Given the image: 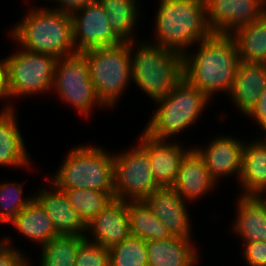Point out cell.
Returning <instances> with one entry per match:
<instances>
[{
  "label": "cell",
  "instance_id": "cell-35",
  "mask_svg": "<svg viewBox=\"0 0 266 266\" xmlns=\"http://www.w3.org/2000/svg\"><path fill=\"white\" fill-rule=\"evenodd\" d=\"M247 115L255 118L262 129L266 127V88L261 93L258 102Z\"/></svg>",
  "mask_w": 266,
  "mask_h": 266
},
{
  "label": "cell",
  "instance_id": "cell-17",
  "mask_svg": "<svg viewBox=\"0 0 266 266\" xmlns=\"http://www.w3.org/2000/svg\"><path fill=\"white\" fill-rule=\"evenodd\" d=\"M266 88V64L240 60L229 92L237 107L248 114Z\"/></svg>",
  "mask_w": 266,
  "mask_h": 266
},
{
  "label": "cell",
  "instance_id": "cell-38",
  "mask_svg": "<svg viewBox=\"0 0 266 266\" xmlns=\"http://www.w3.org/2000/svg\"><path fill=\"white\" fill-rule=\"evenodd\" d=\"M261 193H259L258 195H256V197L262 202V204L264 205L265 209H266V199L261 197Z\"/></svg>",
  "mask_w": 266,
  "mask_h": 266
},
{
  "label": "cell",
  "instance_id": "cell-8",
  "mask_svg": "<svg viewBox=\"0 0 266 266\" xmlns=\"http://www.w3.org/2000/svg\"><path fill=\"white\" fill-rule=\"evenodd\" d=\"M56 61L52 55L26 49L6 58L7 98L49 90L53 86Z\"/></svg>",
  "mask_w": 266,
  "mask_h": 266
},
{
  "label": "cell",
  "instance_id": "cell-30",
  "mask_svg": "<svg viewBox=\"0 0 266 266\" xmlns=\"http://www.w3.org/2000/svg\"><path fill=\"white\" fill-rule=\"evenodd\" d=\"M110 266H148L147 242L130 236L109 248Z\"/></svg>",
  "mask_w": 266,
  "mask_h": 266
},
{
  "label": "cell",
  "instance_id": "cell-33",
  "mask_svg": "<svg viewBox=\"0 0 266 266\" xmlns=\"http://www.w3.org/2000/svg\"><path fill=\"white\" fill-rule=\"evenodd\" d=\"M243 254L249 266H266V242H245Z\"/></svg>",
  "mask_w": 266,
  "mask_h": 266
},
{
  "label": "cell",
  "instance_id": "cell-1",
  "mask_svg": "<svg viewBox=\"0 0 266 266\" xmlns=\"http://www.w3.org/2000/svg\"><path fill=\"white\" fill-rule=\"evenodd\" d=\"M200 44L195 56L183 53V78L209 98L215 91L229 93L240 62L233 37L230 34L212 33Z\"/></svg>",
  "mask_w": 266,
  "mask_h": 266
},
{
  "label": "cell",
  "instance_id": "cell-37",
  "mask_svg": "<svg viewBox=\"0 0 266 266\" xmlns=\"http://www.w3.org/2000/svg\"><path fill=\"white\" fill-rule=\"evenodd\" d=\"M6 59L0 61V97H7V88H6Z\"/></svg>",
  "mask_w": 266,
  "mask_h": 266
},
{
  "label": "cell",
  "instance_id": "cell-39",
  "mask_svg": "<svg viewBox=\"0 0 266 266\" xmlns=\"http://www.w3.org/2000/svg\"><path fill=\"white\" fill-rule=\"evenodd\" d=\"M263 130L266 132V127L265 128H263ZM266 139V138H265ZM263 141V143L266 145V140H262Z\"/></svg>",
  "mask_w": 266,
  "mask_h": 266
},
{
  "label": "cell",
  "instance_id": "cell-20",
  "mask_svg": "<svg viewBox=\"0 0 266 266\" xmlns=\"http://www.w3.org/2000/svg\"><path fill=\"white\" fill-rule=\"evenodd\" d=\"M190 239L172 236L147 242L148 266H194L196 253Z\"/></svg>",
  "mask_w": 266,
  "mask_h": 266
},
{
  "label": "cell",
  "instance_id": "cell-18",
  "mask_svg": "<svg viewBox=\"0 0 266 266\" xmlns=\"http://www.w3.org/2000/svg\"><path fill=\"white\" fill-rule=\"evenodd\" d=\"M244 144L231 137L217 138L204 149L195 150L201 155L212 178L234 174L240 177Z\"/></svg>",
  "mask_w": 266,
  "mask_h": 266
},
{
  "label": "cell",
  "instance_id": "cell-6",
  "mask_svg": "<svg viewBox=\"0 0 266 266\" xmlns=\"http://www.w3.org/2000/svg\"><path fill=\"white\" fill-rule=\"evenodd\" d=\"M209 99L182 78L167 96L156 101L160 106L144 132L152 138L165 140L183 131L194 123Z\"/></svg>",
  "mask_w": 266,
  "mask_h": 266
},
{
  "label": "cell",
  "instance_id": "cell-13",
  "mask_svg": "<svg viewBox=\"0 0 266 266\" xmlns=\"http://www.w3.org/2000/svg\"><path fill=\"white\" fill-rule=\"evenodd\" d=\"M143 201L167 228L171 236L190 239V220H188L185 201L175 189L159 188Z\"/></svg>",
  "mask_w": 266,
  "mask_h": 266
},
{
  "label": "cell",
  "instance_id": "cell-10",
  "mask_svg": "<svg viewBox=\"0 0 266 266\" xmlns=\"http://www.w3.org/2000/svg\"><path fill=\"white\" fill-rule=\"evenodd\" d=\"M133 151L114 155V198L143 201L160 187L156 184L148 152L139 144ZM126 197V198H125Z\"/></svg>",
  "mask_w": 266,
  "mask_h": 266
},
{
  "label": "cell",
  "instance_id": "cell-31",
  "mask_svg": "<svg viewBox=\"0 0 266 266\" xmlns=\"http://www.w3.org/2000/svg\"><path fill=\"white\" fill-rule=\"evenodd\" d=\"M2 183L0 185V222H11L33 199H22V187Z\"/></svg>",
  "mask_w": 266,
  "mask_h": 266
},
{
  "label": "cell",
  "instance_id": "cell-28",
  "mask_svg": "<svg viewBox=\"0 0 266 266\" xmlns=\"http://www.w3.org/2000/svg\"><path fill=\"white\" fill-rule=\"evenodd\" d=\"M86 239L79 235H58L42 245L41 266H75L80 244Z\"/></svg>",
  "mask_w": 266,
  "mask_h": 266
},
{
  "label": "cell",
  "instance_id": "cell-5",
  "mask_svg": "<svg viewBox=\"0 0 266 266\" xmlns=\"http://www.w3.org/2000/svg\"><path fill=\"white\" fill-rule=\"evenodd\" d=\"M56 173L52 184L59 190L79 188L114 192V159L100 147L73 149Z\"/></svg>",
  "mask_w": 266,
  "mask_h": 266
},
{
  "label": "cell",
  "instance_id": "cell-11",
  "mask_svg": "<svg viewBox=\"0 0 266 266\" xmlns=\"http://www.w3.org/2000/svg\"><path fill=\"white\" fill-rule=\"evenodd\" d=\"M204 1L207 23L213 33L231 34L236 28L260 19L266 14L265 0Z\"/></svg>",
  "mask_w": 266,
  "mask_h": 266
},
{
  "label": "cell",
  "instance_id": "cell-27",
  "mask_svg": "<svg viewBox=\"0 0 266 266\" xmlns=\"http://www.w3.org/2000/svg\"><path fill=\"white\" fill-rule=\"evenodd\" d=\"M114 34L122 42H132V31L138 19L136 0H98Z\"/></svg>",
  "mask_w": 266,
  "mask_h": 266
},
{
  "label": "cell",
  "instance_id": "cell-12",
  "mask_svg": "<svg viewBox=\"0 0 266 266\" xmlns=\"http://www.w3.org/2000/svg\"><path fill=\"white\" fill-rule=\"evenodd\" d=\"M79 11L81 15L76 12L71 16L73 40L77 52L122 42L112 31L106 13L98 0L87 4Z\"/></svg>",
  "mask_w": 266,
  "mask_h": 266
},
{
  "label": "cell",
  "instance_id": "cell-36",
  "mask_svg": "<svg viewBox=\"0 0 266 266\" xmlns=\"http://www.w3.org/2000/svg\"><path fill=\"white\" fill-rule=\"evenodd\" d=\"M59 4H62L60 8L55 9L64 14L72 16L74 13L85 7L87 4L93 3L97 0H56Z\"/></svg>",
  "mask_w": 266,
  "mask_h": 266
},
{
  "label": "cell",
  "instance_id": "cell-19",
  "mask_svg": "<svg viewBox=\"0 0 266 266\" xmlns=\"http://www.w3.org/2000/svg\"><path fill=\"white\" fill-rule=\"evenodd\" d=\"M215 182L209 174L201 155L191 148L182 160L172 188L183 199L193 200L207 193Z\"/></svg>",
  "mask_w": 266,
  "mask_h": 266
},
{
  "label": "cell",
  "instance_id": "cell-2",
  "mask_svg": "<svg viewBox=\"0 0 266 266\" xmlns=\"http://www.w3.org/2000/svg\"><path fill=\"white\" fill-rule=\"evenodd\" d=\"M28 13L12 32L23 49L56 58L77 53L70 15L54 9H36Z\"/></svg>",
  "mask_w": 266,
  "mask_h": 266
},
{
  "label": "cell",
  "instance_id": "cell-14",
  "mask_svg": "<svg viewBox=\"0 0 266 266\" xmlns=\"http://www.w3.org/2000/svg\"><path fill=\"white\" fill-rule=\"evenodd\" d=\"M140 145L148 152L156 184L160 188L172 187L182 160L189 151H184L178 144L152 138L145 132L142 133Z\"/></svg>",
  "mask_w": 266,
  "mask_h": 266
},
{
  "label": "cell",
  "instance_id": "cell-25",
  "mask_svg": "<svg viewBox=\"0 0 266 266\" xmlns=\"http://www.w3.org/2000/svg\"><path fill=\"white\" fill-rule=\"evenodd\" d=\"M11 223L31 240L40 242L41 246L58 236L51 219L35 199Z\"/></svg>",
  "mask_w": 266,
  "mask_h": 266
},
{
  "label": "cell",
  "instance_id": "cell-15",
  "mask_svg": "<svg viewBox=\"0 0 266 266\" xmlns=\"http://www.w3.org/2000/svg\"><path fill=\"white\" fill-rule=\"evenodd\" d=\"M87 230H92L97 243L105 248H111L131 236L127 201L114 200L88 224Z\"/></svg>",
  "mask_w": 266,
  "mask_h": 266
},
{
  "label": "cell",
  "instance_id": "cell-7",
  "mask_svg": "<svg viewBox=\"0 0 266 266\" xmlns=\"http://www.w3.org/2000/svg\"><path fill=\"white\" fill-rule=\"evenodd\" d=\"M132 44L121 42L82 52L87 58L95 91L105 106L114 105L131 79Z\"/></svg>",
  "mask_w": 266,
  "mask_h": 266
},
{
  "label": "cell",
  "instance_id": "cell-29",
  "mask_svg": "<svg viewBox=\"0 0 266 266\" xmlns=\"http://www.w3.org/2000/svg\"><path fill=\"white\" fill-rule=\"evenodd\" d=\"M63 191L67 195L72 208L80 214L86 224L115 200L114 192L79 188Z\"/></svg>",
  "mask_w": 266,
  "mask_h": 266
},
{
  "label": "cell",
  "instance_id": "cell-16",
  "mask_svg": "<svg viewBox=\"0 0 266 266\" xmlns=\"http://www.w3.org/2000/svg\"><path fill=\"white\" fill-rule=\"evenodd\" d=\"M50 192L42 190L34 199L49 216L58 235L85 236L82 232L87 230V224L70 205L69 199L63 190L53 186ZM54 191V192H53Z\"/></svg>",
  "mask_w": 266,
  "mask_h": 266
},
{
  "label": "cell",
  "instance_id": "cell-9",
  "mask_svg": "<svg viewBox=\"0 0 266 266\" xmlns=\"http://www.w3.org/2000/svg\"><path fill=\"white\" fill-rule=\"evenodd\" d=\"M53 85L62 99L85 115L94 103L104 105L95 91L87 58L82 52L57 58Z\"/></svg>",
  "mask_w": 266,
  "mask_h": 266
},
{
  "label": "cell",
  "instance_id": "cell-32",
  "mask_svg": "<svg viewBox=\"0 0 266 266\" xmlns=\"http://www.w3.org/2000/svg\"><path fill=\"white\" fill-rule=\"evenodd\" d=\"M89 238L80 244L75 266H110L109 248L93 243Z\"/></svg>",
  "mask_w": 266,
  "mask_h": 266
},
{
  "label": "cell",
  "instance_id": "cell-26",
  "mask_svg": "<svg viewBox=\"0 0 266 266\" xmlns=\"http://www.w3.org/2000/svg\"><path fill=\"white\" fill-rule=\"evenodd\" d=\"M130 234L146 242L169 239L171 234L144 201L127 203Z\"/></svg>",
  "mask_w": 266,
  "mask_h": 266
},
{
  "label": "cell",
  "instance_id": "cell-23",
  "mask_svg": "<svg viewBox=\"0 0 266 266\" xmlns=\"http://www.w3.org/2000/svg\"><path fill=\"white\" fill-rule=\"evenodd\" d=\"M235 232L246 242H266V209L256 196L239 198Z\"/></svg>",
  "mask_w": 266,
  "mask_h": 266
},
{
  "label": "cell",
  "instance_id": "cell-21",
  "mask_svg": "<svg viewBox=\"0 0 266 266\" xmlns=\"http://www.w3.org/2000/svg\"><path fill=\"white\" fill-rule=\"evenodd\" d=\"M239 179L245 188L243 196L266 192V145L262 141L244 145Z\"/></svg>",
  "mask_w": 266,
  "mask_h": 266
},
{
  "label": "cell",
  "instance_id": "cell-4",
  "mask_svg": "<svg viewBox=\"0 0 266 266\" xmlns=\"http://www.w3.org/2000/svg\"><path fill=\"white\" fill-rule=\"evenodd\" d=\"M142 45L134 57L130 56L131 78L151 99L158 101L183 78V54L156 43Z\"/></svg>",
  "mask_w": 266,
  "mask_h": 266
},
{
  "label": "cell",
  "instance_id": "cell-3",
  "mask_svg": "<svg viewBox=\"0 0 266 266\" xmlns=\"http://www.w3.org/2000/svg\"><path fill=\"white\" fill-rule=\"evenodd\" d=\"M156 18V44L182 54L190 44L213 33L207 23L204 0H161Z\"/></svg>",
  "mask_w": 266,
  "mask_h": 266
},
{
  "label": "cell",
  "instance_id": "cell-22",
  "mask_svg": "<svg viewBox=\"0 0 266 266\" xmlns=\"http://www.w3.org/2000/svg\"><path fill=\"white\" fill-rule=\"evenodd\" d=\"M11 108L7 106L0 115V165L26 166L30 161Z\"/></svg>",
  "mask_w": 266,
  "mask_h": 266
},
{
  "label": "cell",
  "instance_id": "cell-24",
  "mask_svg": "<svg viewBox=\"0 0 266 266\" xmlns=\"http://www.w3.org/2000/svg\"><path fill=\"white\" fill-rule=\"evenodd\" d=\"M232 33L240 60L266 64V14Z\"/></svg>",
  "mask_w": 266,
  "mask_h": 266
},
{
  "label": "cell",
  "instance_id": "cell-34",
  "mask_svg": "<svg viewBox=\"0 0 266 266\" xmlns=\"http://www.w3.org/2000/svg\"><path fill=\"white\" fill-rule=\"evenodd\" d=\"M8 242L9 238L4 243H0V266H28L22 254L9 247Z\"/></svg>",
  "mask_w": 266,
  "mask_h": 266
}]
</instances>
